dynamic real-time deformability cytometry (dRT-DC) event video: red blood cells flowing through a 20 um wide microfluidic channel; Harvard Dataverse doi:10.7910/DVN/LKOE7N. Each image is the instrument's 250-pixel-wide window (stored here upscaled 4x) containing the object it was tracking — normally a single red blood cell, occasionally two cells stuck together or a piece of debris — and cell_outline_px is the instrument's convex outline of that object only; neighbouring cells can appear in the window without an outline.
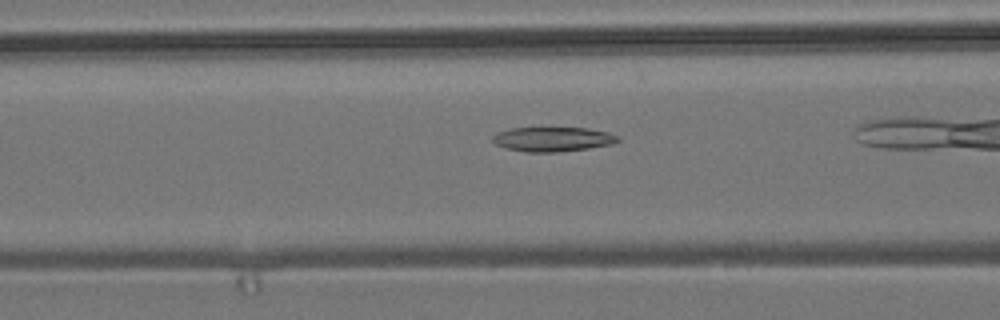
{"species": "common noctule bat (a hibernating species)", "species_latin": "Nyctalus noctula", "temperature_condition": "room temperature", "stored_images_in_passage": 39, "camera_frame_rate_fps": 3000, "um_per_image_px": 0.085, "animal": {"sex": "male", "body_mass_g": 19.2, "forearm_length_mm": 51.8}, "frame": {"image": 1, "passage_image": 18, "time_ms": 5.667, "image_size_px": [1000, 320], "cell_outline_px": [[620, 140], [612, 144], [588, 148], [556, 152], [528, 152], [508, 148], [496, 144], [492, 140], [492, 136], [496, 132], [508, 128], [588, 128], [608, 132], [620, 136]], "centroid_in_image_um": [46.99, 11.82], "position_along_channel_um": 119.6, "area_um2": 17.86}}
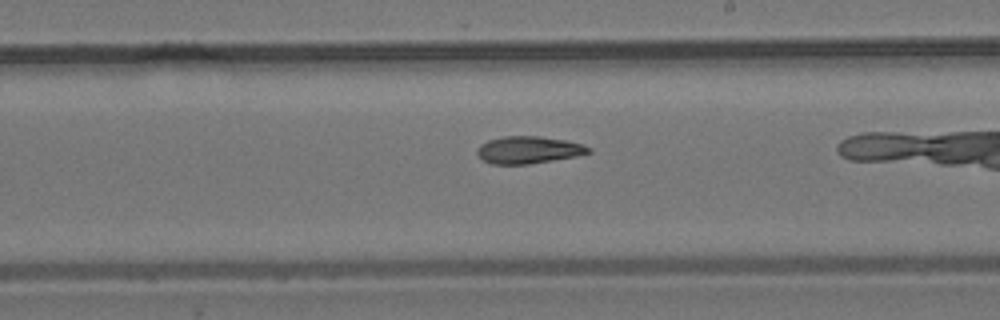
{"frame": {"image": 2, "passage_image": 28, "time_ms": 9.0, "image_size_px": [1000, 320], "cell_outline_px": [[592, 152], [576, 156], [528, 164], [492, 164], [484, 160], [476, 152], [476, 148], [480, 144], [488, 140], [504, 136], [540, 136], [564, 140], [584, 144], [592, 148]], "centroid_in_image_um": [44.93, 12.73], "position_along_channel_um": 244.1, "area_um2": 17.69}}
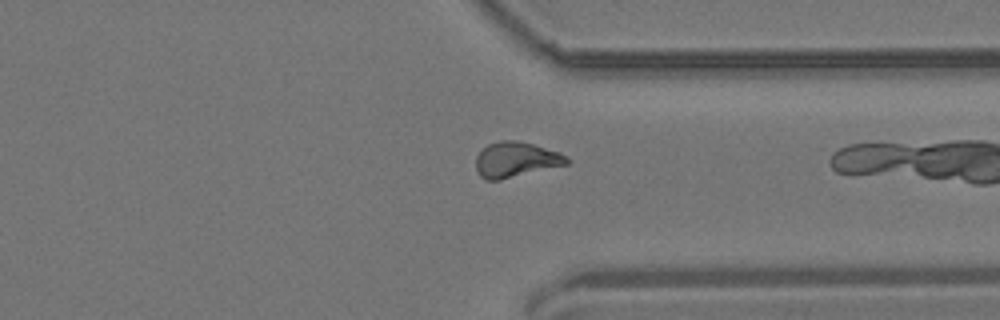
{"frame": {"image": 3, "passage_image": 38, "time_ms": 12.333, "image_size_px": [1000, 320], "cell_outline_px": [[572, 160], [568, 164], [500, 180], [484, 180], [480, 176], [476, 168], [476, 156], [488, 144], [500, 140], [516, 140], [532, 144], [560, 152], [568, 156]], "centroid_in_image_um": [43.87, 13.57], "position_along_channel_um": 367.5, "area_um2": 18.79}}